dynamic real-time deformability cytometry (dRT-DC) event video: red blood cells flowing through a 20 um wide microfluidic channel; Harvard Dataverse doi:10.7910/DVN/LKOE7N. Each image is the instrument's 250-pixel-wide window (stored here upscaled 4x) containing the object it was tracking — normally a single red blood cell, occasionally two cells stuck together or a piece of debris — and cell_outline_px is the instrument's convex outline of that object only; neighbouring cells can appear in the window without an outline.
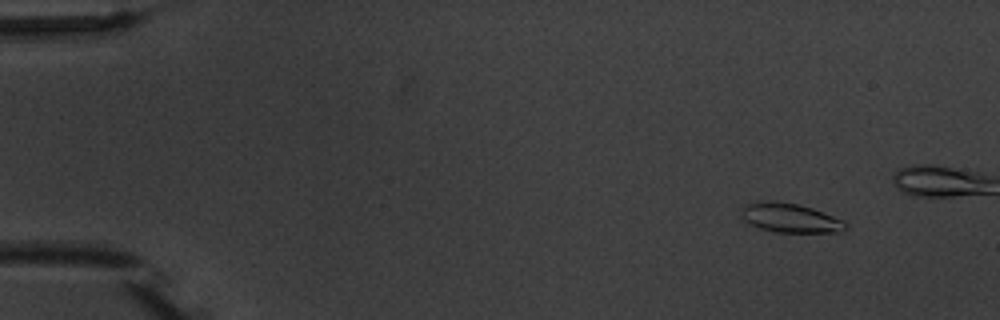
{"species": "common noctule bat (a hibernating species)", "species_latin": "Nyctalus noctula", "temperature_condition": "warm", "stored_images_in_passage": 4, "camera_frame_rate_fps": 3000, "um_per_image_px": 0.085, "animal": {"sex": "male", "body_mass_g": 20.1, "forearm_length_mm": 53.5}, "frame": {"image": 1, "passage_image": 1, "time_ms": 0.0, "image_size_px": [1000, 320], "cell_outline_px": [[848, 228], [844, 232], [776, 232], [760, 228], [744, 220], [740, 208], [744, 204], [796, 204], [812, 208], [844, 220], [848, 224]], "centroid_in_image_um": [67.28, 18.58], "position_along_channel_um": 17.7, "area_um2": 16.99}}